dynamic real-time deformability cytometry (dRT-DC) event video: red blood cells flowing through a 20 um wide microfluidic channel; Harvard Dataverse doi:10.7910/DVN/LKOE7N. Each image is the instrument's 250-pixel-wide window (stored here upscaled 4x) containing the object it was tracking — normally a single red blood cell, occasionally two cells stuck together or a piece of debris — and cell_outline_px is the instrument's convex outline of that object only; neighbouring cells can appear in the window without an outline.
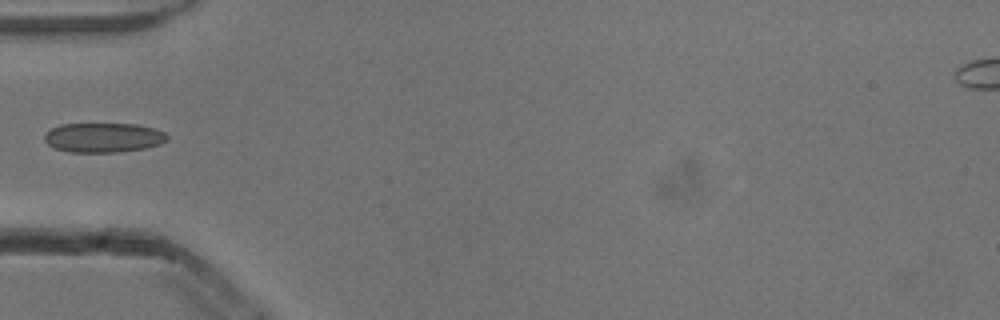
{"species": "common noctule bat (a hibernating species)", "species_latin": "Nyctalus noctula", "temperature_condition": "cold", "stored_images_in_passage": 1, "camera_frame_rate_fps": 3000, "um_per_image_px": 0.085, "animal": {"sex": "male", "body_mass_g": 13.3}, "frame": {"image": 1, "passage_image": 1, "time_ms": 0.0, "image_size_px": [1000, 320], "cell_outline_px": [[168, 136], [160, 144], [148, 148], [116, 152], [68, 152], [52, 148], [44, 140], [44, 132], [60, 124], [136, 124], [152, 128], [164, 132]], "centroid_in_image_um": [8.73, 11.7], "position_along_channel_um": 76.3, "area_um2": 21.21}}